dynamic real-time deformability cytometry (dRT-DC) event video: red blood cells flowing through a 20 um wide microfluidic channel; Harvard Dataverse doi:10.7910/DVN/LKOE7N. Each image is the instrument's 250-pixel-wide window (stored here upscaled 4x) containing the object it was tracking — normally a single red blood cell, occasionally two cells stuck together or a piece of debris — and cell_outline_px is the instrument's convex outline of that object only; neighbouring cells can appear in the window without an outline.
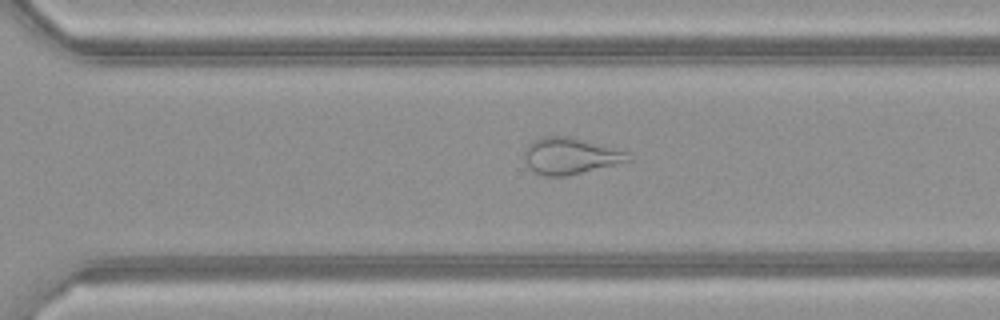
{"species": "common noctule bat (a hibernating species)", "species_latin": "Nyctalus noctula", "temperature_condition": "warm", "stored_images_in_passage": 48, "camera_frame_rate_fps": 3000, "um_per_image_px": 0.085, "animal": {"sex": "female", "body_mass_g": 21.9}, "frame": {"image": 1, "passage_image": 33, "time_ms": 10.667, "image_size_px": [1000, 320], "cell_outline_px": [[632, 160], [568, 176], [544, 176], [536, 172], [524, 160], [524, 148], [532, 140], [544, 136], [576, 136], [628, 152], [632, 156]], "centroid_in_image_um": [48.49, 13.23], "position_along_channel_um": 322.1, "area_um2": 22.37}}
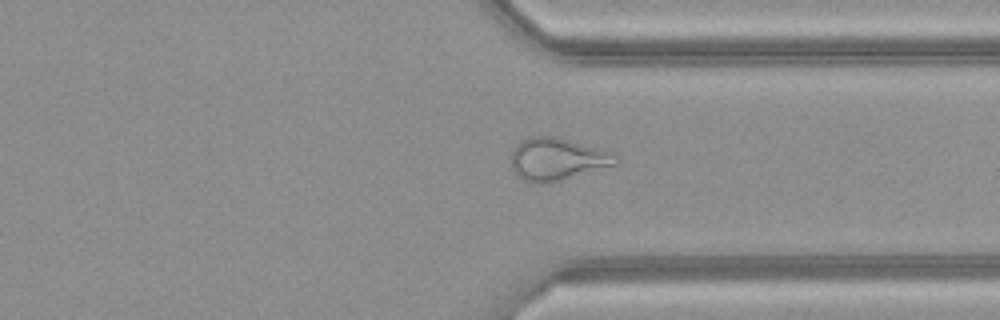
{"frame": {"image": 2, "passage_image": 36, "time_ms": 11.667, "image_size_px": [1000, 320], "cell_outline_px": [[620, 164], [560, 180], [540, 184], [528, 184], [516, 176], [512, 168], [512, 152], [516, 144], [520, 140], [528, 136], [552, 136], [568, 140], [596, 148], [608, 152], [616, 156], [620, 160]], "centroid_in_image_um": [47.31, 13.55], "position_along_channel_um": 364.1, "area_um2": 25.89}}
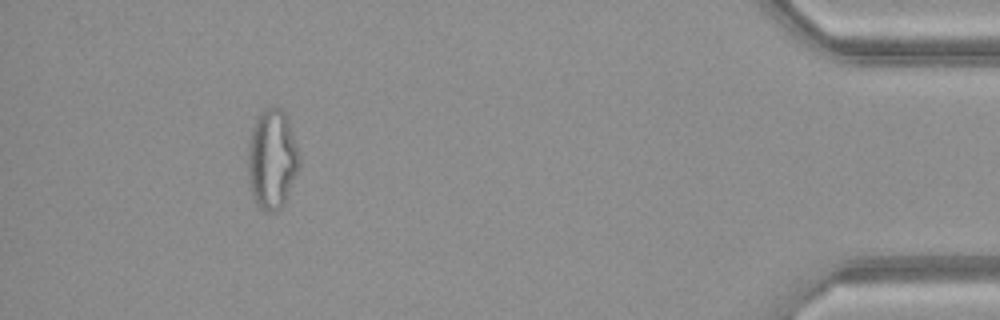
{"frame": {"image": 3, "passage_image": 44, "time_ms": 14.333, "image_size_px": [1000, 320], "cell_outline_px": [[300, 168], [284, 204], [280, 208], [272, 212], [268, 212], [260, 208], [256, 204], [252, 196], [248, 176], [248, 144], [252, 128], [260, 112], [264, 108], [280, 108], [288, 116], [300, 152]], "centroid_in_image_um": [23.15, 13.53], "position_along_channel_um": 412.0, "area_um2": 30.35}, "authors_computed_cell_mechanics": {"area_um2": 28.5532, "velocity_mm_per_s": 4.1867, "shape_relaxation_time_tau1_ms": null, "shape_relaxation_time_tau2_ms": 1.3099, "deformation_change_tau1": null, "deformation_change_tau2": 0.1098}}